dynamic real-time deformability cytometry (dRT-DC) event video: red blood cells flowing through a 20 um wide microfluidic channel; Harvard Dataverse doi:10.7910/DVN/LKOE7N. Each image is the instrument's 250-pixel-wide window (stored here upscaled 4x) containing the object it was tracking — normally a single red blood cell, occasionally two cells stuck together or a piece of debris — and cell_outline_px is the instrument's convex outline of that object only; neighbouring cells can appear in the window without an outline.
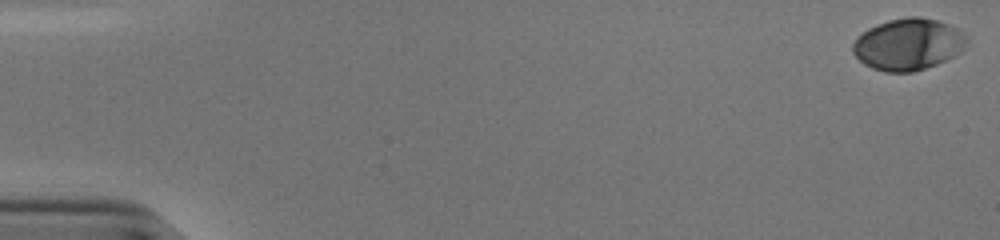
{"species": "human", "species_latin": "Homo sapiens", "temperature_condition": "cold", "stored_images_in_passage": 45, "camera_frame_rate_fps": 3000, "um_per_image_px": 0.085, "donor": {"sex": "male"}, "frame": {"image": 1, "passage_image": 1, "time_ms": 0.0, "image_size_px": [1000, 240], "cell_outline_px": [[968, 40], [960, 52], [936, 64], [912, 72], [884, 72], [872, 68], [864, 64], [852, 52], [852, 44], [868, 28], [876, 24], [888, 20], [908, 16], [920, 16], [936, 20], [948, 24], [956, 28]], "centroid_in_image_um": [77.16, 3.76], "position_along_channel_um": 7.8, "area_um2": 33.99}}
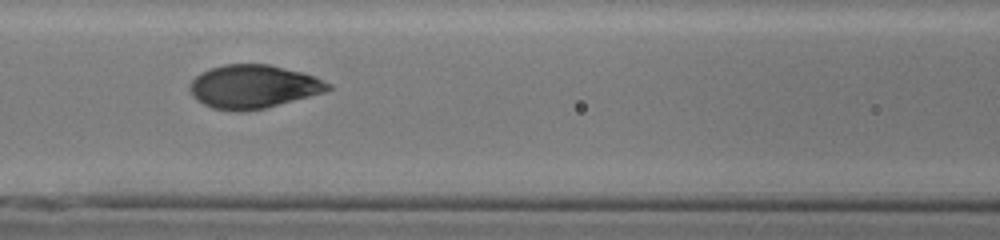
{"frame": {"image": 2, "passage_image": 25, "time_ms": 8.0, "image_size_px": [1000, 240], "cell_outline_px": [[332, 88], [324, 92], [264, 108], [244, 112], [236, 112], [212, 108], [196, 100], [192, 96], [188, 88], [188, 84], [200, 72], [208, 68], [224, 64], [268, 64], [316, 76], [332, 84]], "centroid_in_image_um": [21.49, 7.36], "position_along_channel_um": 145.1, "area_um2": 35.2}}
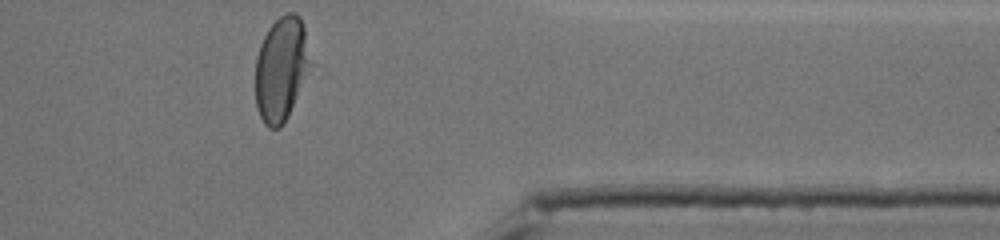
{"frame": {"image": 3, "passage_image": 45, "time_ms": 14.667, "image_size_px": [1000, 240], "cell_outline_px": [[316, 64], [284, 124], [280, 128], [268, 128], [264, 124], [256, 108], [256, 56], [260, 44], [268, 28], [280, 16], [288, 12], [292, 12], [300, 16], [304, 24]], "centroid_in_image_um": [24.0, 5.85], "position_along_channel_um": 387.4, "area_um2": 35.03}, "authors_computed_cell_mechanics": {"area_um2": 34.7956, "velocity_mm_per_s": 3.838, "shape_relaxation_time_tau1_ms": 4.4287, "shape_relaxation_time_tau2_ms": null, "deformation_change_tau1": 0.1871, "deformation_change_tau2": null}}